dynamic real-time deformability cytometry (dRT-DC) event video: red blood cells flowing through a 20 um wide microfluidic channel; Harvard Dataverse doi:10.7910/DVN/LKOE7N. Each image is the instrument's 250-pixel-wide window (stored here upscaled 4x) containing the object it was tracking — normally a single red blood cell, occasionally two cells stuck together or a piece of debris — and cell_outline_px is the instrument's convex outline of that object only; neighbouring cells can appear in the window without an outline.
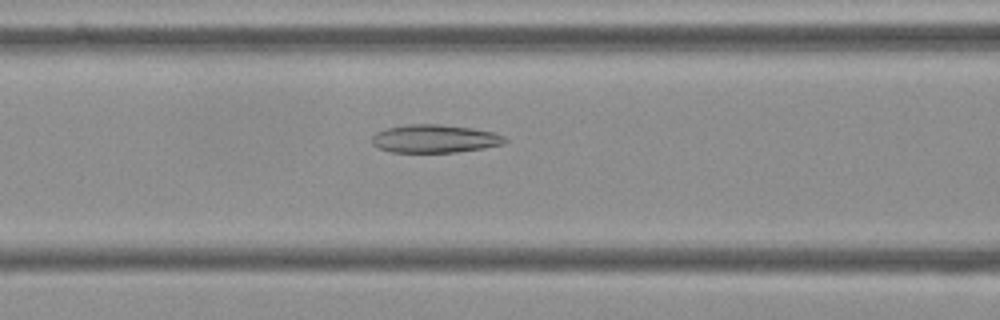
{"species": "Egyptian fruit bat (a non-hibernating species)", "species_latin": "Rousettus aegyptiacus", "temperature_condition": "cold", "stored_images_in_passage": 30, "segment_of_instrument_passage": [1, 2], "camera_frame_rate_fps": 3000, "um_per_image_px": 0.085, "frame": {"image": 1, "passage_image": 22, "time_ms": 7.0, "image_size_px": [1000, 320], "cell_outline_px": [[508, 140], [504, 144], [484, 148], [456, 152], [392, 152], [376, 148], [372, 144], [372, 136], [376, 132], [388, 128], [408, 124], [440, 124], [472, 128], [496, 132], [504, 136]], "centroid_in_image_um": [36.97, 11.79], "position_along_channel_um": 129.6, "area_um2": 21.96}}
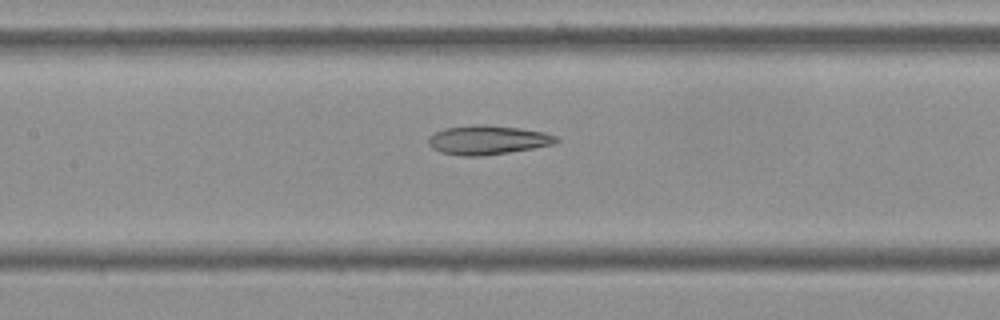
{"frame": {"image": 2, "passage_image": 25, "time_ms": 8.0, "image_size_px": [1000, 320], "cell_outline_px": [[560, 140], [556, 144], [508, 152], [480, 156], [460, 156], [440, 152], [432, 148], [428, 144], [428, 136], [444, 128], [472, 124], [484, 124], [520, 128], [544, 132], [556, 136]], "centroid_in_image_um": [41.43, 11.89], "position_along_channel_um": 166.0, "area_um2": 21.85}}
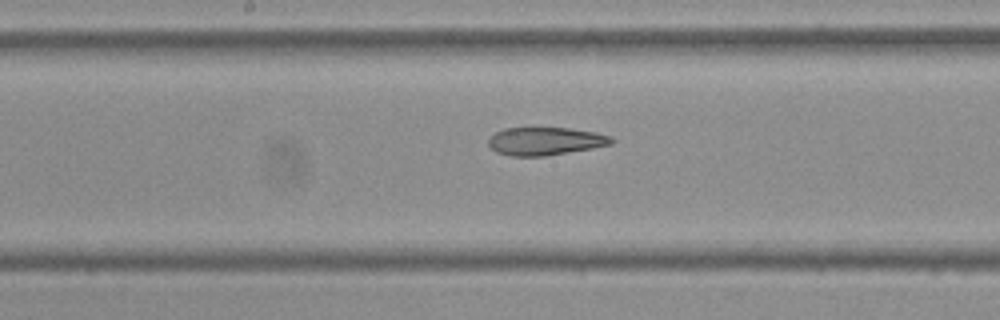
{"frame": {"image": 3, "passage_image": 28, "time_ms": 9.0, "image_size_px": [1000, 320], "cell_outline_px": [[616, 140], [612, 144], [592, 148], [548, 156], [508, 156], [496, 152], [488, 144], [488, 136], [504, 128], [568, 128], [596, 132], [612, 136]], "centroid_in_image_um": [46.35, 12.0], "position_along_channel_um": 201.8, "area_um2": 20.29}}